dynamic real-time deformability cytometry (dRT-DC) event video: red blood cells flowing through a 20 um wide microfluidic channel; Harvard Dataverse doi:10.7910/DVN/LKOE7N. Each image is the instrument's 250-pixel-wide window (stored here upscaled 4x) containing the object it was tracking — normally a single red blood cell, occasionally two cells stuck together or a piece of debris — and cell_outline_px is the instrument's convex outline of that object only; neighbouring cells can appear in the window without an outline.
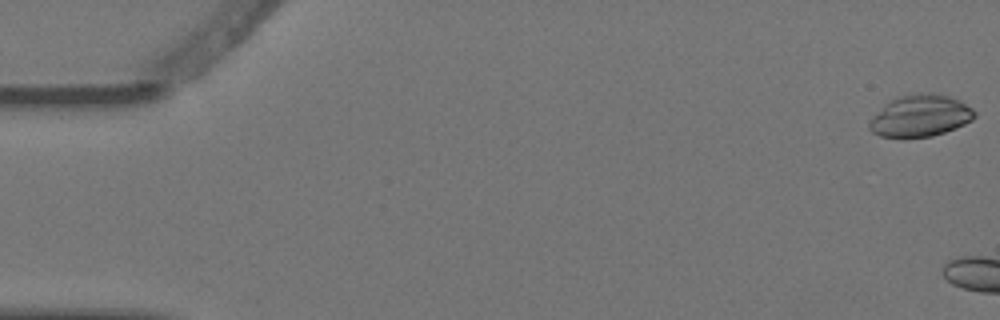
{"species": "Egyptian fruit bat (a non-hibernating species)", "species_latin": "Rousettus aegyptiacus", "temperature_condition": "warm", "stored_images_in_passage": 9, "camera_frame_rate_fps": 3000, "um_per_image_px": 0.085, "animal": {"sex": "female"}, "frame": {"image": 1, "passage_image": 1, "time_ms": 0.0, "image_size_px": [1000, 320], "cell_outline_px": [[976, 116], [972, 120], [956, 128], [932, 136], [880, 136], [872, 132], [868, 128], [868, 124], [884, 104], [896, 96], [920, 92], [940, 92], [960, 100], [972, 108], [976, 112]], "centroid_in_image_um": [78.26, 9.8], "position_along_channel_um": 6.7, "area_um2": 25.72}}
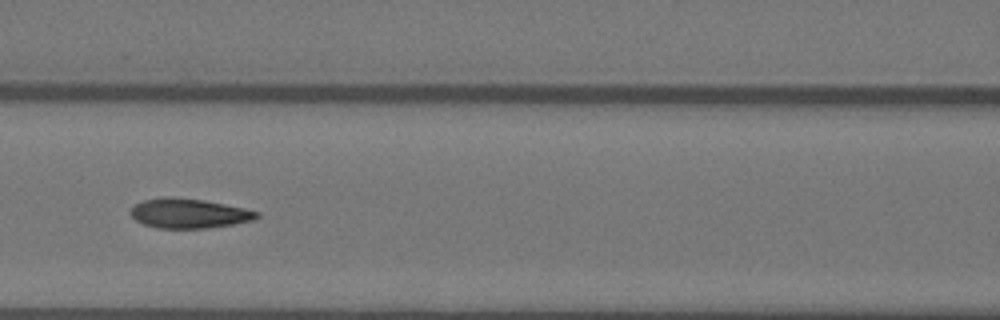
{"frame": {"image": 2, "passage_image": 8, "time_ms": 2.333, "image_size_px": [1000, 320], "cell_outline_px": [[260, 216], [256, 220], [208, 228], [156, 228], [144, 224], [136, 220], [128, 212], [136, 204], [144, 200], [204, 200], [244, 208], [260, 212]], "centroid_in_image_um": [16.14, 18.19], "position_along_channel_um": 150.5, "area_um2": 20.92}}
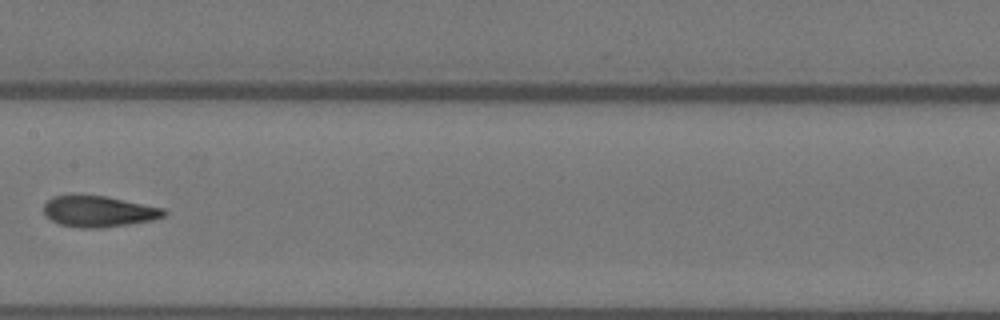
{"frame": {"image": 3, "passage_image": 9, "time_ms": 2.667, "image_size_px": [1000, 320], "cell_outline_px": [[168, 212], [164, 216], [152, 220], [104, 228], [80, 228], [60, 224], [44, 216], [44, 204], [52, 196], [72, 192], [104, 196], [164, 208]], "centroid_in_image_um": [8.32, 17.94], "position_along_channel_um": 199.1, "area_um2": 22.31}}